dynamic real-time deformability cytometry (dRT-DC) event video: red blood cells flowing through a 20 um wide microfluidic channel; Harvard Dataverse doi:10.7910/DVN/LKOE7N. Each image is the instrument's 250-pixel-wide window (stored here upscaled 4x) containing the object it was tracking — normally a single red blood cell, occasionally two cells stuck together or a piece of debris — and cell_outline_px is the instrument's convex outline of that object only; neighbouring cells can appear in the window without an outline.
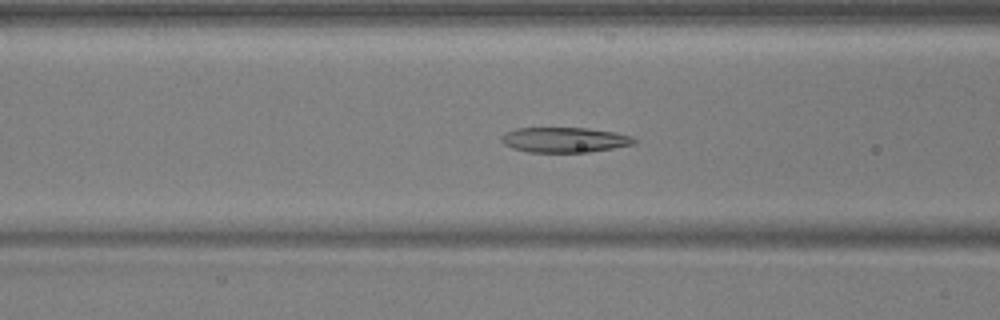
{"species": "common noctule bat (a hibernating species)", "species_latin": "Nyctalus noctula", "temperature_condition": "warm", "stored_images_in_passage": 52, "camera_frame_rate_fps": 3000, "um_per_image_px": 0.085, "animal": {"sex": "male", "body_mass_g": 17.9, "forearm_length_mm": 54.2}, "frame": {"image": 1, "passage_image": 20, "time_ms": 6.333, "image_size_px": [1000, 320], "cell_outline_px": [[636, 144], [588, 152], [528, 152], [512, 148], [504, 144], [500, 140], [500, 136], [504, 132], [516, 128], [588, 128], [616, 132], [632, 136], [636, 140]], "centroid_in_image_um": [47.96, 11.88], "position_along_channel_um": 118.6, "area_um2": 19.59}}
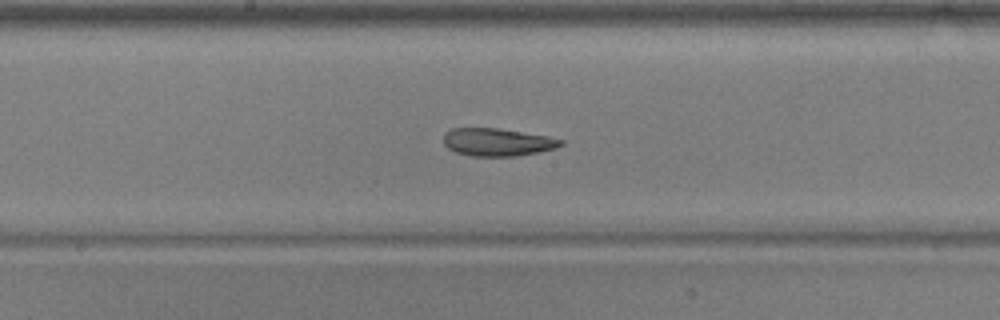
{"frame": {"image": 2, "passage_image": 27, "time_ms": 8.667, "image_size_px": [1000, 320], "cell_outline_px": [[564, 144], [556, 148], [516, 156], [472, 156], [456, 152], [448, 148], [444, 144], [444, 132], [452, 128], [500, 128], [548, 136], [564, 140]], "centroid_in_image_um": [42.28, 12.07], "position_along_channel_um": 205.9, "area_um2": 19.02}}
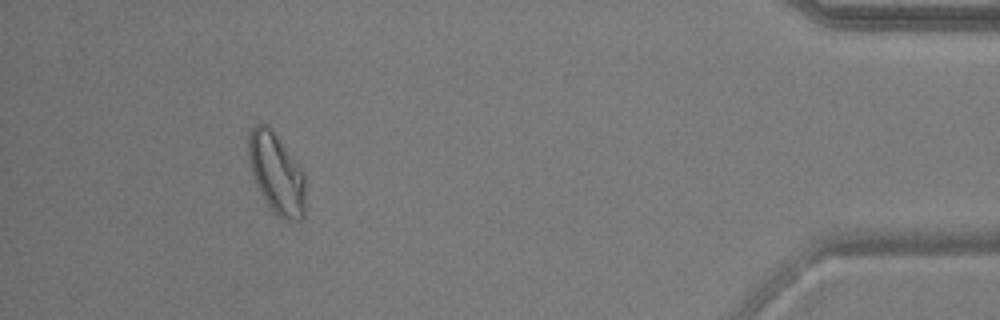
{"frame": {"image": 3, "passage_image": 48, "time_ms": 15.667, "image_size_px": [1000, 320], "cell_outline_px": [[304, 216], [300, 220], [284, 220], [268, 204], [256, 184], [252, 172], [248, 152], [248, 132], [256, 124], [268, 124], [296, 160], [304, 172]], "centroid_in_image_um": [23.5, 14.69], "position_along_channel_um": 411.7, "area_um2": 26.41}, "authors_computed_cell_mechanics": {"area_um2": 21.4149, "velocity_mm_per_s": 3.7404, "shape_relaxation_time_tau1_ms": 9.9639, "shape_relaxation_time_tau2_ms": 3.0959, "deformation_change_tau1": 0.2396, "deformation_change_tau2": 0.0878}}